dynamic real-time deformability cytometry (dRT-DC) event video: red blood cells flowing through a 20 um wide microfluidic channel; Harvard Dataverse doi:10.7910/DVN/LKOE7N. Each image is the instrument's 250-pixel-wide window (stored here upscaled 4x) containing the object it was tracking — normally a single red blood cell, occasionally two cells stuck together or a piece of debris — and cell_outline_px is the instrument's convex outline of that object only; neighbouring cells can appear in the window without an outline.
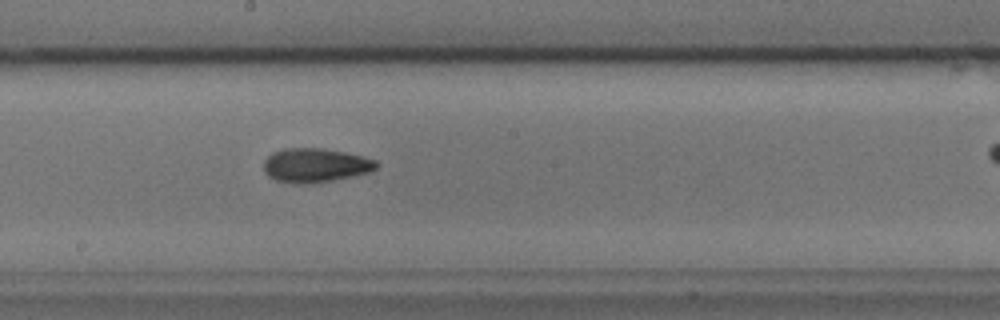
{"species": "common noctule bat (a hibernating species)", "species_latin": "Nyctalus noctula", "temperature_condition": "cold", "stored_images_in_passage": 34, "camera_frame_rate_fps": 3000, "um_per_image_px": 0.085, "animal": {"sex": "male", "body_mass_g": 17.9, "forearm_length_mm": 54.2}, "frame": {"image": 1, "passage_image": 20, "time_ms": 6.333, "image_size_px": [1000, 320], "cell_outline_px": [[380, 164], [376, 168], [368, 172], [352, 176], [332, 180], [300, 184], [276, 180], [268, 176], [264, 172], [264, 160], [272, 152], [284, 148], [324, 148], [364, 156], [376, 160]], "centroid_in_image_um": [26.8, 14.03], "position_along_channel_um": 221.4, "area_um2": 22.31}}